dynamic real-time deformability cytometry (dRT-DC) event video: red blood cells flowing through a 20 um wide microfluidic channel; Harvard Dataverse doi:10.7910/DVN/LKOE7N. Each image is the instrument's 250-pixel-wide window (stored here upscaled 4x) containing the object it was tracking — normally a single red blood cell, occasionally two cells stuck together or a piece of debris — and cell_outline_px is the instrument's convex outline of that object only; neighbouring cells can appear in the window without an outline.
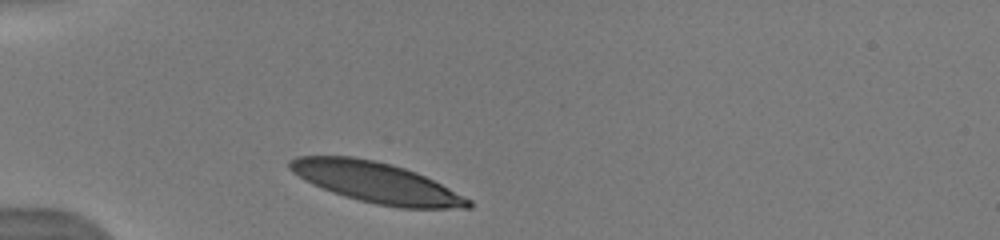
{"species": "human", "species_latin": "Homo sapiens", "temperature_condition": "warm", "stored_images_in_passage": 39, "camera_frame_rate_fps": 3000, "um_per_image_px": 0.085, "donor": {"sex": "male"}, "frame": {"image": 1, "passage_image": 1, "time_ms": 0.0, "image_size_px": [1000, 240], "cell_outline_px": [[472, 208], [400, 208], [376, 204], [344, 196], [332, 192], [312, 184], [304, 180], [292, 172], [288, 168], [288, 160], [296, 156], [352, 156], [376, 160], [392, 164], [416, 172], [472, 200]], "centroid_in_image_um": [31.95, 15.5], "position_along_channel_um": 53.1, "area_um2": 42.08}, "authors_computed_cell_mechanics": {"area_um2": 42.3096, "velocity_mm_per_s": 3.8794, "shape_relaxation_time_tau1_ms": 2.119, "shape_relaxation_time_tau2_ms": null, "deformation_change_tau1": 0.1385, "deformation_change_tau2": null}}